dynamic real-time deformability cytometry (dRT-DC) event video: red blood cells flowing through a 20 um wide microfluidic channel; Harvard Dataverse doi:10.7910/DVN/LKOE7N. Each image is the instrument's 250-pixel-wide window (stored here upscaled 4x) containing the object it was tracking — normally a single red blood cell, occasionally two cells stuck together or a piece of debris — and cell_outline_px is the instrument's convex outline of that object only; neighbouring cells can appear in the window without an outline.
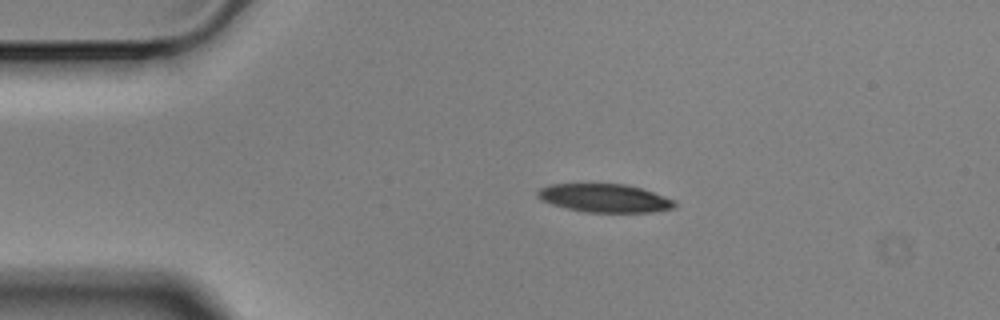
{"species": "Egyptian fruit bat (a non-hibernating species)", "species_latin": "Rousettus aegyptiacus", "temperature_condition": "cold", "stored_images_in_passage": 46, "camera_frame_rate_fps": 3000, "um_per_image_px": 0.085, "animal": {"sex": "male"}, "frame": {"image": 1, "passage_image": 1, "time_ms": 0.0, "image_size_px": [1000, 320], "cell_outline_px": [[676, 204], [672, 208], [648, 212], [588, 212], [568, 208], [544, 200], [536, 192], [540, 188], [548, 184], [628, 184], [676, 200]], "centroid_in_image_um": [51.43, 16.82], "position_along_channel_um": 33.6, "area_um2": 22.14}}
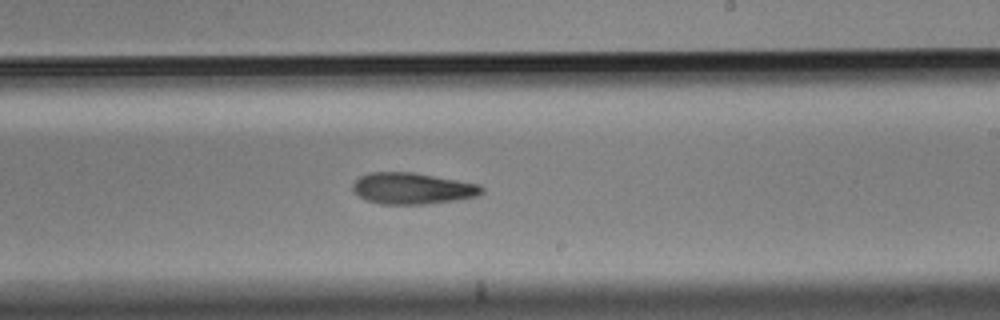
{"frame": {"image": 2, "passage_image": 23, "time_ms": 7.333, "image_size_px": [1000, 320], "cell_outline_px": [[484, 192], [476, 196], [456, 200], [424, 204], [380, 204], [368, 200], [360, 196], [352, 188], [352, 184], [360, 176], [368, 172], [412, 172], [480, 184], [484, 188]], "centroid_in_image_um": [35.07, 16.01], "position_along_channel_um": 253.9, "area_um2": 23.47}}
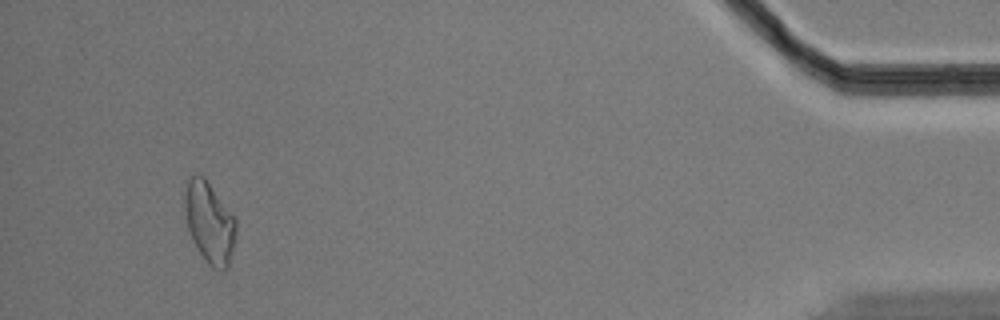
{"frame": {"image": 3, "passage_image": 43, "time_ms": 14.0, "image_size_px": [1000, 320], "cell_outline_px": [[236, 236], [228, 268], [220, 272], [212, 268], [208, 264], [192, 240], [184, 216], [184, 180], [192, 176], [204, 176], [236, 220]], "centroid_in_image_um": [17.78, 18.92], "position_along_channel_um": 417.4, "area_um2": 24.45}, "authors_computed_cell_mechanics": {"area_um2": 24.0448, "velocity_mm_per_s": 3.5238, "shape_relaxation_time_tau1_ms": 8.2579, "shape_relaxation_time_tau2_ms": null, "deformation_change_tau1": 0.171, "deformation_change_tau2": null}}